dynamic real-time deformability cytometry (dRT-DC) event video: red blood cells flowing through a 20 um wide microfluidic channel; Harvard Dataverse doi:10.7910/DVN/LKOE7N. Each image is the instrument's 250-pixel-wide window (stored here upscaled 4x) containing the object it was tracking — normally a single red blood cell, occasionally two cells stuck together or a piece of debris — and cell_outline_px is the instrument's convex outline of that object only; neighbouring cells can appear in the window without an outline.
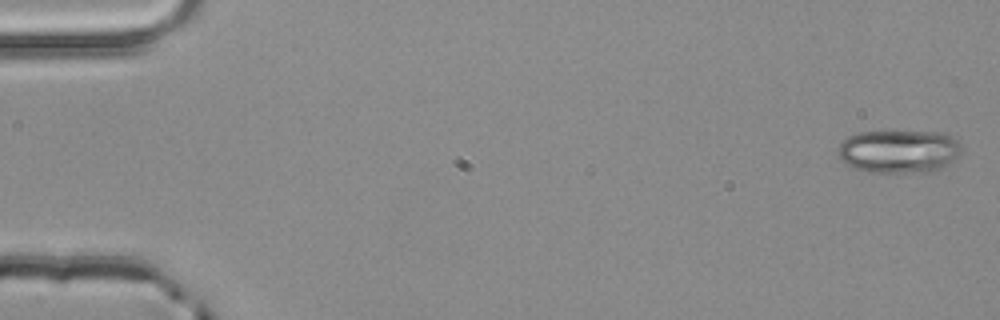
{"species": "common noctule bat (a hibernating species)", "species_latin": "Nyctalus noctula", "temperature_condition": "room temperature", "stored_images_in_passage": 4, "camera_frame_rate_fps": 3000, "um_per_image_px": 0.085, "animal": {"sex": "male", "body_mass_g": 20.4}, "frame": {"image": 1, "passage_image": 1, "time_ms": 0.0, "image_size_px": [1000, 320], "cell_outline_px": [[960, 152], [944, 168], [936, 172], [872, 172], [856, 168], [844, 164], [836, 156], [840, 144], [848, 136], [860, 132], [944, 132], [952, 136], [960, 144]], "centroid_in_image_um": [76.39, 12.87], "position_along_channel_um": 8.6, "area_um2": 31.15}}